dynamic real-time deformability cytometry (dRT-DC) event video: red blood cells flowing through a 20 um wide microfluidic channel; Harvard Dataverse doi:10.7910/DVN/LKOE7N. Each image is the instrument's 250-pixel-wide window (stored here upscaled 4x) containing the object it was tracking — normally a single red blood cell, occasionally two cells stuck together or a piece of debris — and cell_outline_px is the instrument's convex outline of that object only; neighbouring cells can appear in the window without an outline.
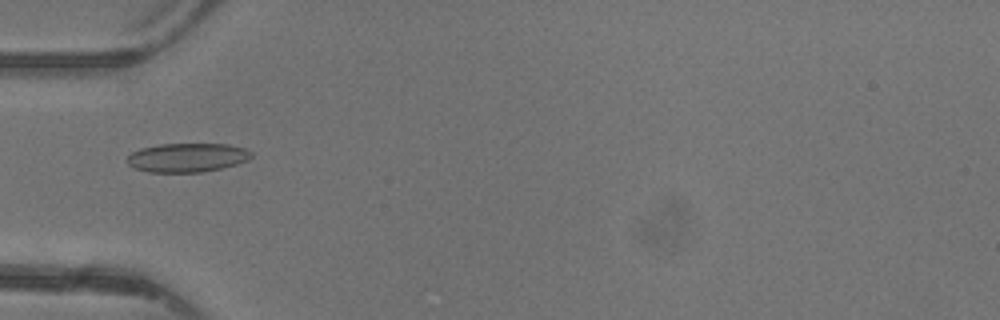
{"species": "common noctule bat (a hibernating species)", "species_latin": "Nyctalus noctula", "temperature_condition": "warm", "stored_images_in_passage": 33, "camera_frame_rate_fps": 3000, "um_per_image_px": 0.085, "animal": {"sex": "female"}, "frame": {"image": 1, "passage_image": 2, "time_ms": 0.333, "image_size_px": [1000, 320], "cell_outline_px": [[252, 156], [248, 160], [236, 164], [220, 168], [200, 172], [148, 172], [136, 168], [128, 164], [128, 156], [132, 152], [140, 148], [160, 144], [228, 144], [244, 148], [252, 152]], "centroid_in_image_um": [15.92, 13.38], "position_along_channel_um": 69.1, "area_um2": 20.81}}
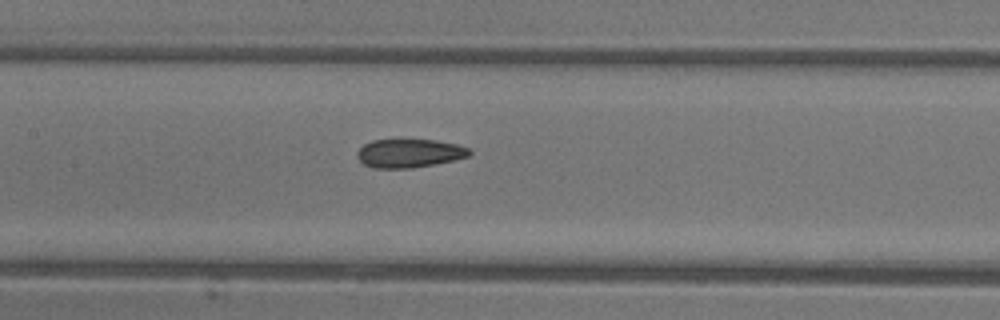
{"frame": {"image": 2, "passage_image": 9, "time_ms": 2.667, "image_size_px": [1000, 320], "cell_outline_px": [[472, 152], [468, 156], [456, 160], [412, 168], [372, 168], [364, 164], [356, 156], [356, 152], [364, 144], [372, 140], [436, 140], [456, 144], [468, 148]], "centroid_in_image_um": [34.78, 13.03], "position_along_channel_um": 172.6, "area_um2": 18.67}}
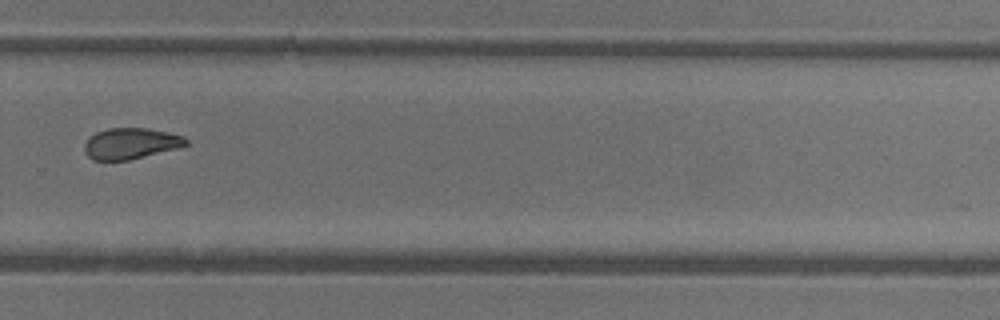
{"frame": {"image": 3, "passage_image": 19, "time_ms": 6.0, "image_size_px": [1000, 320], "cell_outline_px": [[188, 144], [176, 148], [128, 160], [92, 160], [84, 152], [84, 144], [96, 132], [108, 128], [148, 128], [168, 132], [184, 136], [188, 140]], "centroid_in_image_um": [11.1, 12.19], "position_along_channel_um": 318.7, "area_um2": 18.21}, "authors_computed_cell_mechanics": {"area_um2": 19.1318, "velocity_mm_per_s": 4.4111, "shape_relaxation_time_tau1_ms": 4.8488, "shape_relaxation_time_tau2_ms": 2.2838, "deformation_change_tau1": 0.1241, "deformation_change_tau2": 0.0614}}